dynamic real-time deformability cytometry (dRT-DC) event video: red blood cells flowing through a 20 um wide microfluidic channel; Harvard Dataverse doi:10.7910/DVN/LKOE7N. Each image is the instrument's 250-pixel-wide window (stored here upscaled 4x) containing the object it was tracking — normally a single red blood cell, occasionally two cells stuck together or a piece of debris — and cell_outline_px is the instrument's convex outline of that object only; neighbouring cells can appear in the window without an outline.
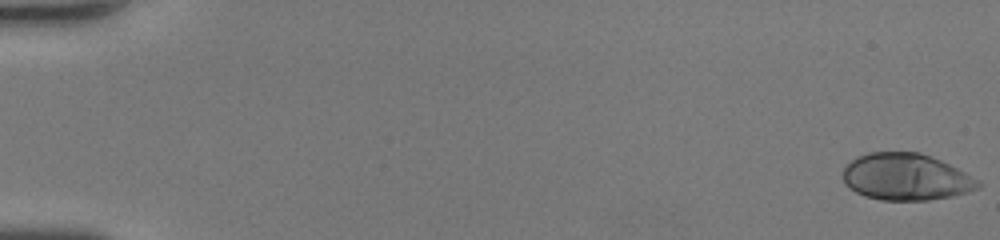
{"species": "human", "species_latin": "Homo sapiens", "temperature_condition": "room temperature", "stored_images_in_passage": 48, "camera_frame_rate_fps": 3000, "um_per_image_px": 0.085, "donor": {"sex": "female"}, "frame": {"image": 1, "passage_image": 1, "time_ms": 0.0, "image_size_px": [1000, 240], "cell_outline_px": [[980, 188], [968, 192], [952, 196], [928, 200], [880, 200], [864, 196], [856, 192], [844, 184], [844, 168], [852, 160], [868, 152], [920, 152], [940, 160], [980, 180]], "centroid_in_image_um": [77.02, 15.05], "position_along_channel_um": 8.0, "area_um2": 36.7}}
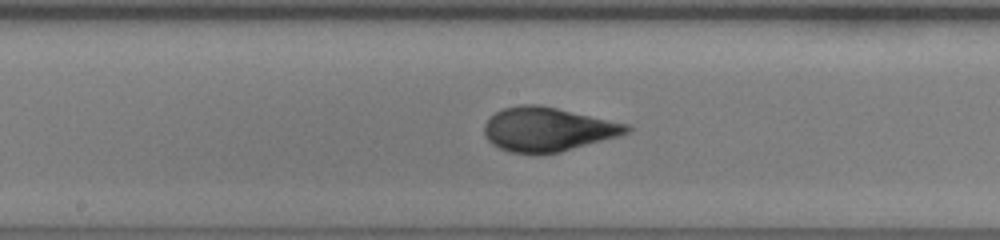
{"frame": {"image": 2, "passage_image": 27, "time_ms": 8.667, "image_size_px": [1000, 240], "cell_outline_px": [[632, 128], [628, 132], [620, 136], [560, 152], [508, 152], [492, 144], [484, 136], [484, 124], [496, 112], [504, 108], [520, 104], [536, 104], [556, 108], [628, 124]], "centroid_in_image_um": [46.55, 10.98], "position_along_channel_um": 201.7, "area_um2": 36.07}}
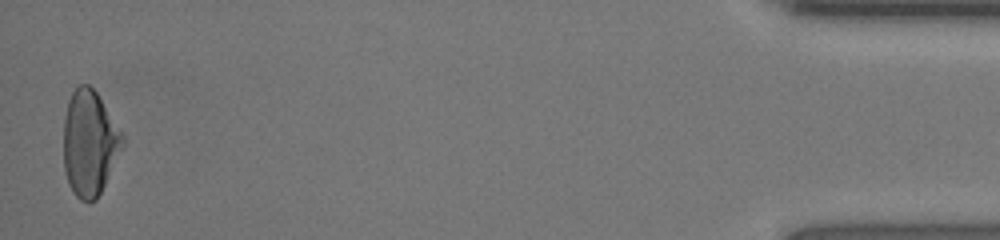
{"frame": {"image": 3, "passage_image": 48, "time_ms": 15.667, "image_size_px": [1000, 240], "cell_outline_px": [[124, 144], [96, 200], [88, 204], [80, 200], [72, 192], [68, 184], [64, 168], [64, 116], [68, 100], [72, 92], [80, 84], [88, 84], [96, 92], [124, 136]], "centroid_in_image_um": [7.59, 12.18], "position_along_channel_um": 427.6, "area_um2": 36.01}, "authors_computed_cell_mechanics": {"area_um2": 36.0383, "velocity_mm_per_s": 4.4375, "shape_relaxation_time_tau1_ms": 6.5588, "shape_relaxation_time_tau2_ms": null, "deformation_change_tau1": 0.2801, "deformation_change_tau2": null}}